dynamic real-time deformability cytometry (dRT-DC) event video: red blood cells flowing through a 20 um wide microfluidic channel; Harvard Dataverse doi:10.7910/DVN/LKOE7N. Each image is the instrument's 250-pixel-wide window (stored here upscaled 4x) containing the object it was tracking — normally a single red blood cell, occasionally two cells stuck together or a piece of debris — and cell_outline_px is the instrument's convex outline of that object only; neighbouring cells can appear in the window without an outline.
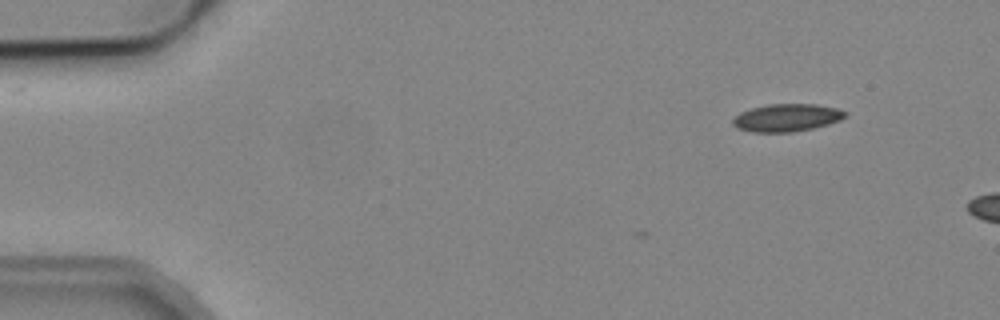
{"species": "common noctule bat (a hibernating species)", "species_latin": "Nyctalus noctula", "temperature_condition": "cold", "stored_images_in_passage": 3, "camera_frame_rate_fps": 3000, "um_per_image_px": 0.085, "animal": {"sex": "male", "body_mass_g": 19.2, "forearm_length_mm": 51.8}, "frame": {"image": 1, "passage_image": 3, "time_ms": 2.333, "image_size_px": [1000, 320], "cell_outline_px": [[848, 116], [840, 120], [828, 124], [812, 128], [792, 132], [752, 132], [736, 128], [732, 124], [732, 120], [740, 112], [752, 108], [768, 104], [816, 104], [836, 108], [848, 112]], "centroid_in_image_um": [66.88, 10.0], "position_along_channel_um": 18.1, "area_um2": 18.15}}